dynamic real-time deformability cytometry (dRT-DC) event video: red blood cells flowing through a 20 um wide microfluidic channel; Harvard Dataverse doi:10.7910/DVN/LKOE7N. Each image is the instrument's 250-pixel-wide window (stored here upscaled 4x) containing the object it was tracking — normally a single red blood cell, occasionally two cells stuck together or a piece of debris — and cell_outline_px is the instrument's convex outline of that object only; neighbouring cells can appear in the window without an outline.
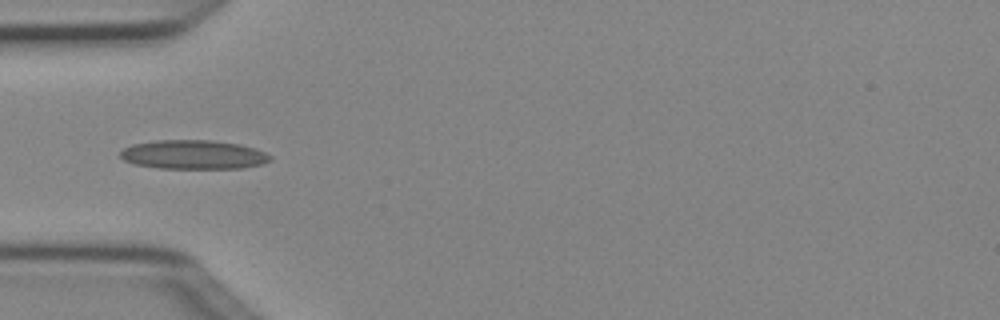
{"species": "Egyptian fruit bat (a non-hibernating species)", "species_latin": "Rousettus aegyptiacus", "temperature_condition": "cold", "stored_images_in_passage": 4, "camera_frame_rate_fps": 3000, "um_per_image_px": 0.085, "animal": {"sex": "female"}, "frame": {"image": 1, "passage_image": 4, "time_ms": 1.0, "image_size_px": [1000, 320], "cell_outline_px": [[272, 160], [264, 164], [244, 168], [160, 168], [136, 164], [124, 160], [120, 156], [120, 152], [124, 148], [132, 144], [156, 140], [212, 140], [240, 144], [256, 148], [272, 156]], "centroid_in_image_um": [16.49, 13.14], "position_along_channel_um": 68.5, "area_um2": 25.49}}